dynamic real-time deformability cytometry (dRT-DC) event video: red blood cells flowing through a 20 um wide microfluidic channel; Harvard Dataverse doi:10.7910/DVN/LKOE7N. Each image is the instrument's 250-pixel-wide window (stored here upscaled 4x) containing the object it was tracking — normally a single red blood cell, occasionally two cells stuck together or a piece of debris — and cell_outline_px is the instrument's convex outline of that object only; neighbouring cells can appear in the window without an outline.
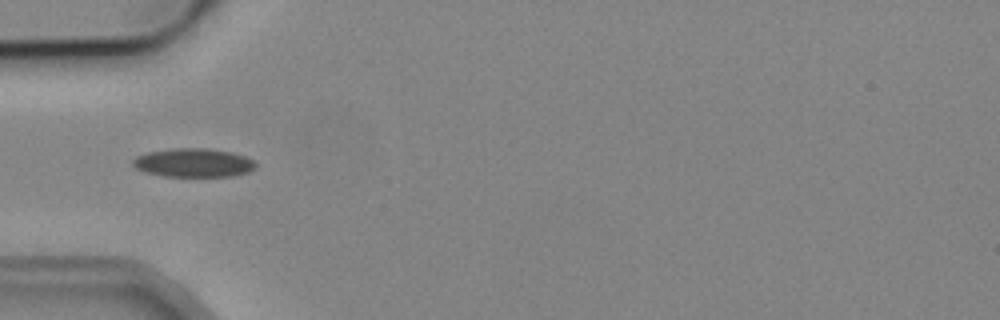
{"species": "common noctule bat (a hibernating species)", "species_latin": "Nyctalus noctula", "temperature_condition": "cold", "stored_images_in_passage": 3, "camera_frame_rate_fps": 3000, "um_per_image_px": 0.085, "animal": {"sex": "male", "body_mass_g": 19.2, "forearm_length_mm": 51.8}, "frame": {"image": 1, "passage_image": 1, "time_ms": 0.0, "image_size_px": [1000, 320], "cell_outline_px": [[256, 168], [248, 172], [232, 176], [164, 176], [144, 172], [136, 168], [132, 164], [132, 160], [136, 156], [148, 152], [172, 148], [208, 148], [232, 152], [244, 156], [252, 160], [256, 164]], "centroid_in_image_um": [16.43, 13.83], "position_along_channel_um": 68.6, "area_um2": 20.58}}
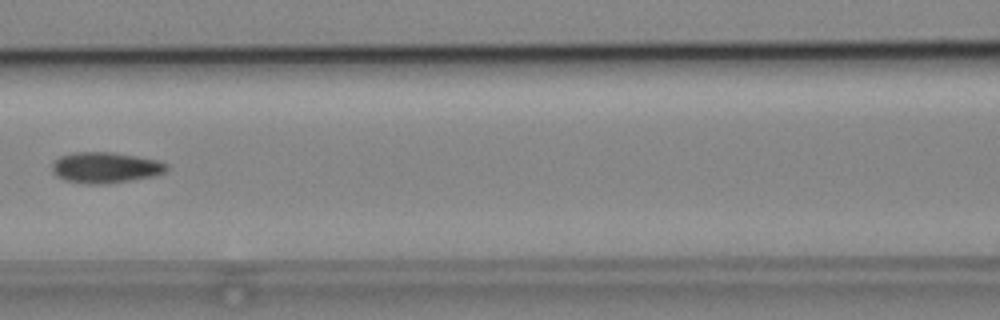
{"frame": {"image": 2, "passage_image": 3, "time_ms": 2.333, "image_size_px": [1000, 320], "cell_outline_px": [[168, 168], [164, 172], [156, 176], [104, 184], [88, 184], [64, 180], [56, 176], [52, 172], [52, 164], [60, 156], [72, 152], [112, 152], [136, 156], [156, 160], [168, 164]], "centroid_in_image_um": [8.94, 14.24], "position_along_channel_um": 157.7, "area_um2": 20.63}}